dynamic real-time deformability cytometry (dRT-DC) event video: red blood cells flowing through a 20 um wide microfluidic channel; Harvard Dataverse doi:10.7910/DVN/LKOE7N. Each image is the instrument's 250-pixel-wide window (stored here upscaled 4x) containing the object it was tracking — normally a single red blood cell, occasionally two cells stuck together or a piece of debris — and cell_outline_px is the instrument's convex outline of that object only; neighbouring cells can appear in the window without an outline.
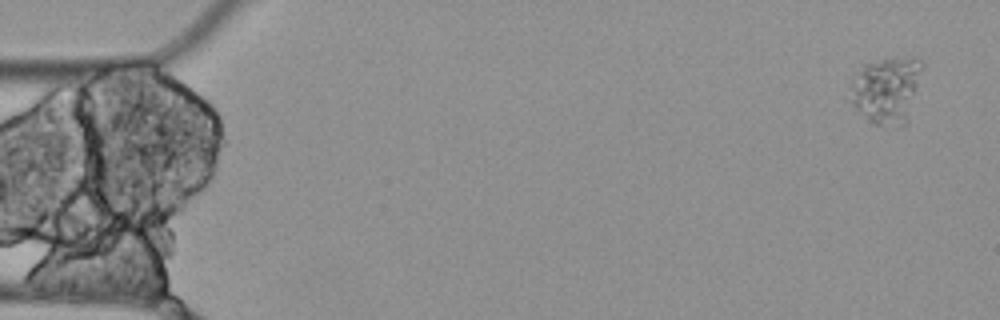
{"species": "Egyptian fruit bat (a non-hibernating species)", "species_latin": "Rousettus aegyptiacus", "temperature_condition": "cold", "stored_images_in_passage": 5, "camera_frame_rate_fps": 3000, "um_per_image_px": 0.085, "animal": {"sex": "female"}, "frame": {"image": 1, "passage_image": 1, "time_ms": 0.0, "image_size_px": [1000, 320], "cell_outline_px": [[924, 68], [908, 124], [896, 128], [888, 128], [872, 124], [848, 100], [852, 76], [864, 64], [884, 56], [916, 56], [924, 64]], "centroid_in_image_um": [75.39, 7.63], "position_along_channel_um": 9.6, "area_um2": 29.71}}
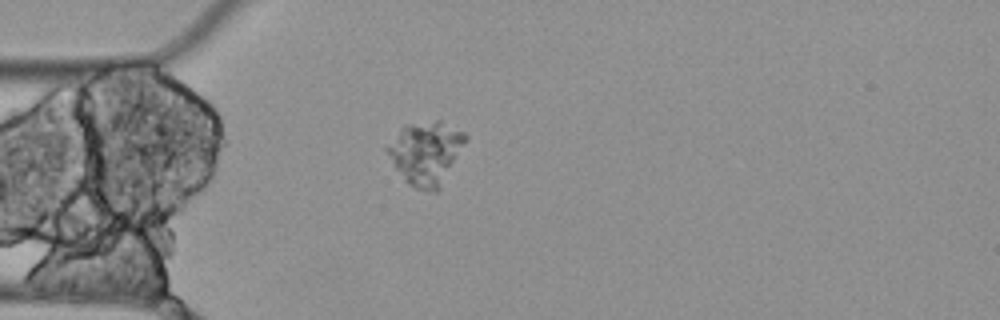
{"frame": {"image": 2, "passage_image": 5, "time_ms": 1.333, "image_size_px": [1000, 320], "cell_outline_px": [[468, 140], [440, 188], [436, 192], [416, 188], [408, 184], [404, 180], [396, 168], [384, 148], [400, 128], [404, 124], [436, 120], [440, 120], [464, 132], [468, 136]], "centroid_in_image_um": [36.21, 12.97], "position_along_channel_um": 48.8, "area_um2": 28.9}}